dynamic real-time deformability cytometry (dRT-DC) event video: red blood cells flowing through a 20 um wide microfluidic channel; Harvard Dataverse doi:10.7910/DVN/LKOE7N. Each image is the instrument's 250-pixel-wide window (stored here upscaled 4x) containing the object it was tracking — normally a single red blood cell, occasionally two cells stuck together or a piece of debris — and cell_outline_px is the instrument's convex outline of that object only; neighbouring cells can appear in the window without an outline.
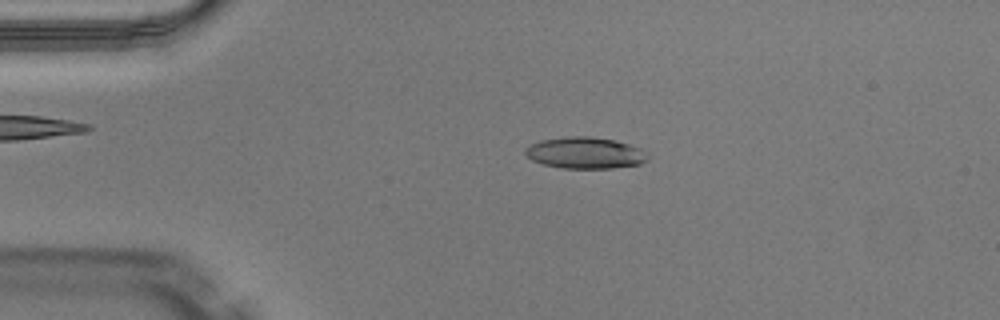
{"species": "Egyptian fruit bat (a non-hibernating species)", "species_latin": "Rousettus aegyptiacus", "temperature_condition": "warm", "stored_images_in_passage": 48, "camera_frame_rate_fps": 3000, "um_per_image_px": 0.085, "animal": {"sex": "male"}, "frame": {"image": 1, "passage_image": 10, "time_ms": 3.0, "image_size_px": [1000, 320], "cell_outline_px": [[648, 160], [640, 164], [612, 168], [560, 168], [544, 164], [532, 160], [524, 152], [532, 144], [540, 140], [564, 136], [588, 136], [616, 140], [640, 148], [648, 152]], "centroid_in_image_um": [49.77, 12.99], "position_along_channel_um": 35.2, "area_um2": 22.48}}
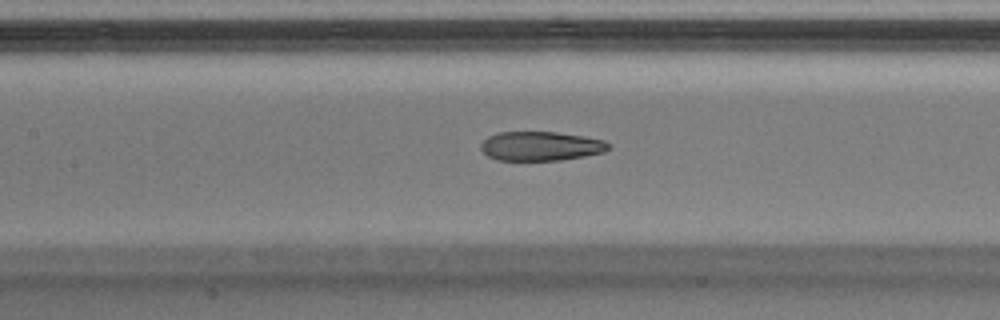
{"frame": {"image": 2, "passage_image": 22, "time_ms": 7.0, "image_size_px": [1000, 320], "cell_outline_px": [[608, 148], [604, 152], [584, 156], [560, 160], [496, 160], [488, 156], [480, 148], [480, 144], [488, 136], [500, 132], [556, 132], [604, 140], [608, 144]], "centroid_in_image_um": [45.92, 12.42], "position_along_channel_um": 161.5, "area_um2": 21.5}}
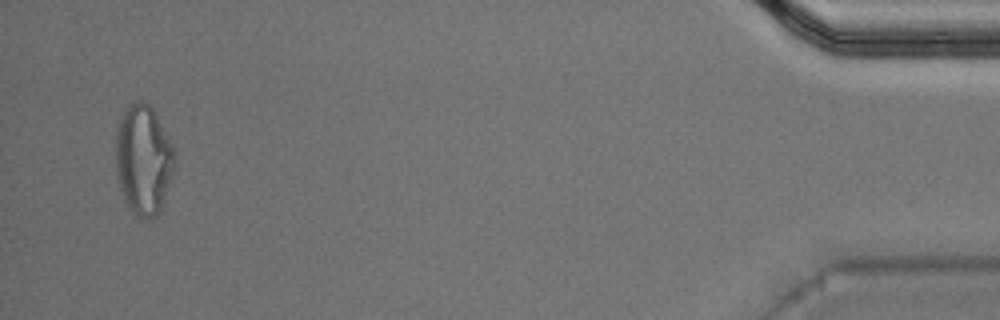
{"frame": {"image": 3, "passage_image": 47, "time_ms": 15.333, "image_size_px": [1000, 320], "cell_outline_px": [[176, 160], [160, 212], [156, 216], [148, 220], [136, 216], [132, 212], [124, 200], [120, 188], [116, 172], [116, 128], [124, 108], [132, 100], [144, 100], [152, 108], [176, 152]], "centroid_in_image_um": [12.17, 13.56], "position_along_channel_um": 423.0, "area_um2": 38.03}, "authors_computed_cell_mechanics": {"area_um2": 23.12, "velocity_mm_per_s": 4.1036, "shape_relaxation_time_tau1_ms": null, "shape_relaxation_time_tau2_ms": 1.7789, "deformation_change_tau1": null, "deformation_change_tau2": 0.0921}}